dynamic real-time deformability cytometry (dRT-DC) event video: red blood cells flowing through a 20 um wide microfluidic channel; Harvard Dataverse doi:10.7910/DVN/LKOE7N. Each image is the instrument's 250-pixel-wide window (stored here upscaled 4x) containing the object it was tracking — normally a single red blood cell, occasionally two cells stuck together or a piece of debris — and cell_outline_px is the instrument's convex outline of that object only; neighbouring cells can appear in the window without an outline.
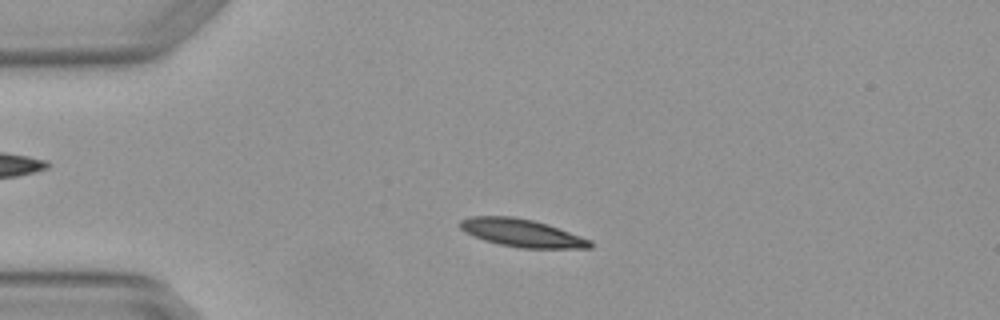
{"species": "Egyptian fruit bat (a non-hibernating species)", "species_latin": "Rousettus aegyptiacus", "temperature_condition": "warm", "stored_images_in_passage": 3, "camera_frame_rate_fps": 3000, "um_per_image_px": 0.085, "animal": {"sex": "female"}, "frame": {"image": 1, "passage_image": 3, "time_ms": 0.667, "image_size_px": [1000, 320], "cell_outline_px": [[592, 248], [520, 248], [500, 244], [484, 240], [464, 232], [460, 228], [460, 220], [472, 216], [512, 216], [532, 220], [592, 240]], "centroid_in_image_um": [44.32, 19.8], "position_along_channel_um": 40.7, "area_um2": 20.75}}